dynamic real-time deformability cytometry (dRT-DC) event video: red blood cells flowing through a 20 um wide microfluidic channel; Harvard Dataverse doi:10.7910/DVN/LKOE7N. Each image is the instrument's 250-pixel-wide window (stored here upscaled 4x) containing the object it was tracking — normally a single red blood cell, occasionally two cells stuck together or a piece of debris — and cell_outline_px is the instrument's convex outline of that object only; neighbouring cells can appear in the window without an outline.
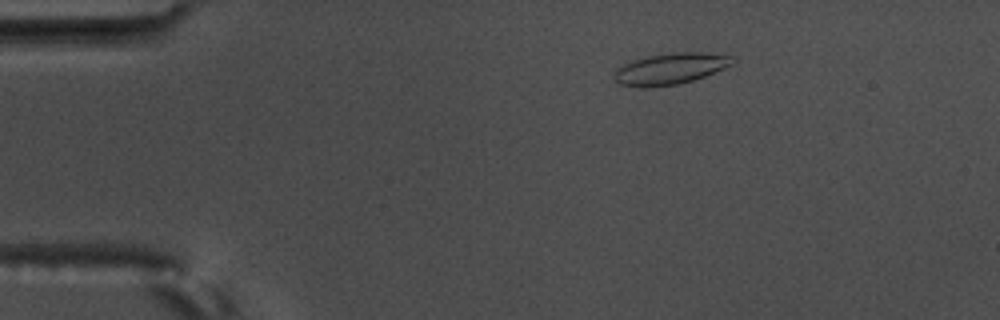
{"species": "common noctule bat (a hibernating species)", "species_latin": "Nyctalus noctula", "temperature_condition": "warm", "stored_images_in_passage": 6, "camera_frame_rate_fps": 3000, "um_per_image_px": 0.085, "animal": {"sex": "male", "body_mass_g": 17.5, "forearm_length_mm": 52.3}, "frame": {"image": 1, "passage_image": 3, "time_ms": 0.667, "image_size_px": [1000, 320], "cell_outline_px": [[732, 64], [724, 68], [704, 76], [692, 80], [676, 84], [648, 88], [644, 88], [620, 84], [612, 76], [624, 64], [632, 60], [648, 56], [676, 52], [700, 52], [732, 56]], "centroid_in_image_um": [56.95, 5.84], "position_along_channel_um": 28.0, "area_um2": 21.15}}